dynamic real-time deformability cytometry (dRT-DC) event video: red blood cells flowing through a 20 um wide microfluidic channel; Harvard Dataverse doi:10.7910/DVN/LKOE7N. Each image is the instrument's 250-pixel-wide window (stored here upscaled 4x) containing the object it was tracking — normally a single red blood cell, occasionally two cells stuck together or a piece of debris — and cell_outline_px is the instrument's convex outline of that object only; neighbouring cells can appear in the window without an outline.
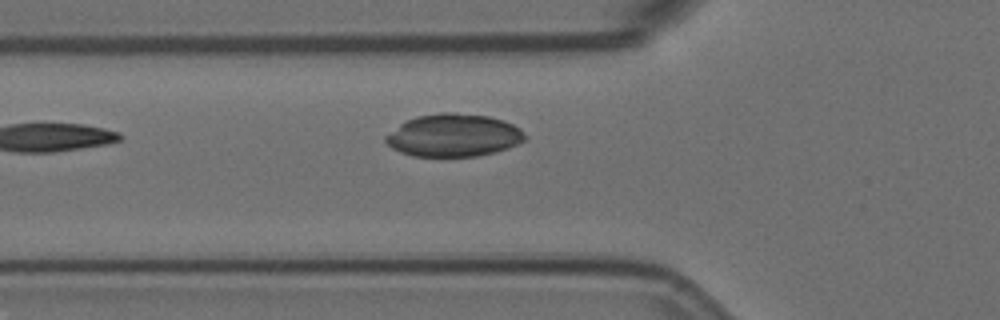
{"species": "Egyptian fruit bat (a non-hibernating species)", "species_latin": "Rousettus aegyptiacus", "temperature_condition": "room temperature", "stored_images_in_passage": 3, "camera_frame_rate_fps": 3000, "um_per_image_px": 0.085, "animal": {"sex": "female"}, "frame": {"image": 1, "passage_image": 3, "time_ms": 0.667, "image_size_px": [1000, 320], "cell_outline_px": [[528, 136], [524, 140], [508, 148], [496, 152], [476, 156], [412, 156], [400, 152], [392, 148], [384, 140], [384, 136], [400, 124], [416, 116], [440, 112], [452, 112], [488, 116], [504, 120], [520, 128]], "centroid_in_image_um": [38.56, 11.5], "position_along_channel_um": 87.2, "area_um2": 34.74}}